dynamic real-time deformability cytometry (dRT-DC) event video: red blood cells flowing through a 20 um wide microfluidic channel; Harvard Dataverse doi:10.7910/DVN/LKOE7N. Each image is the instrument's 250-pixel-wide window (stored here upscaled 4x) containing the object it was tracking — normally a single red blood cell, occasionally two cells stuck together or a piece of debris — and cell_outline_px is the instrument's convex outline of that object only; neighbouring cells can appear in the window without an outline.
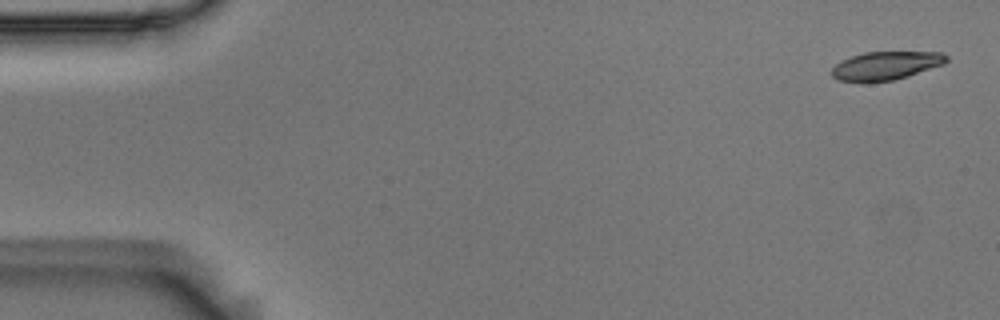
{"species": "Egyptian fruit bat (a non-hibernating species)", "species_latin": "Rousettus aegyptiacus", "temperature_condition": "room temperature", "stored_images_in_passage": 4, "camera_frame_rate_fps": 3000, "um_per_image_px": 0.085, "animal": {"sex": "male"}, "frame": {"image": 1, "passage_image": 1, "time_ms": 0.0, "image_size_px": [1000, 320], "cell_outline_px": [[948, 60], [944, 64], [908, 76], [892, 80], [868, 84], [860, 84], [836, 80], [832, 76], [832, 68], [836, 64], [852, 56], [864, 52], [940, 52], [948, 56]], "centroid_in_image_um": [75.26, 5.62], "position_along_channel_um": 9.7, "area_um2": 19.36}}
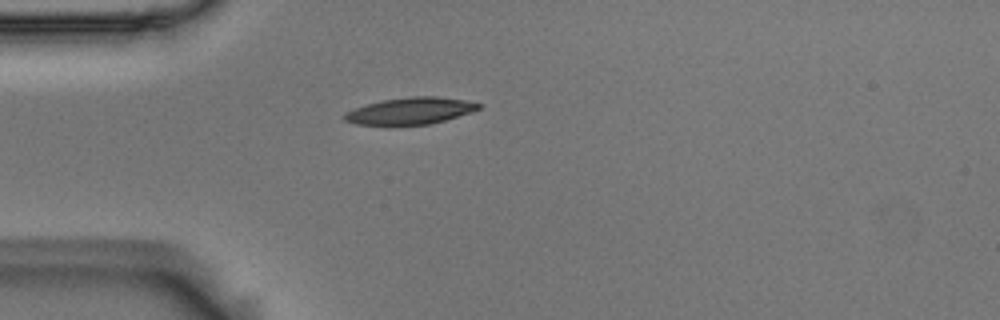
{"frame": {"image": 2, "passage_image": 4, "time_ms": 1.0, "image_size_px": [1000, 320], "cell_outline_px": [[484, 104], [480, 108], [472, 112], [444, 120], [428, 124], [356, 124], [344, 120], [344, 112], [368, 104], [384, 100], [412, 96], [436, 96], [464, 100]], "centroid_in_image_um": [34.92, 9.41], "position_along_channel_um": 50.1, "area_um2": 20.52}}